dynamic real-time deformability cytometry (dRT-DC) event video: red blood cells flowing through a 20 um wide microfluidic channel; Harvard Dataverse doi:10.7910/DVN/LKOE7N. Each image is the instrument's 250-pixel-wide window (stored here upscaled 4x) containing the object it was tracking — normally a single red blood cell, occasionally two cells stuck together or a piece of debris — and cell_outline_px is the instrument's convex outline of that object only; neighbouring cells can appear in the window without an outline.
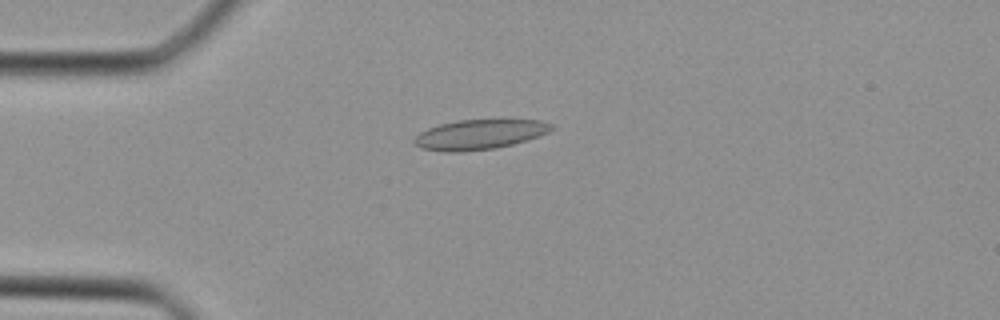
{"species": "Egyptian fruit bat (a non-hibernating species)", "species_latin": "Rousettus aegyptiacus", "temperature_condition": "cold", "stored_images_in_passage": 20, "camera_frame_rate_fps": 3000, "um_per_image_px": 0.085, "animal": {"sex": "female"}, "frame": {"image": 1, "passage_image": 2, "time_ms": 0.333, "image_size_px": [1000, 320], "cell_outline_px": [[556, 128], [548, 132], [528, 140], [496, 148], [460, 152], [444, 152], [420, 148], [412, 140], [420, 132], [428, 128], [440, 124], [460, 120], [540, 120], [552, 124]], "centroid_in_image_um": [40.76, 11.44], "position_along_channel_um": 44.2, "area_um2": 23.87}}
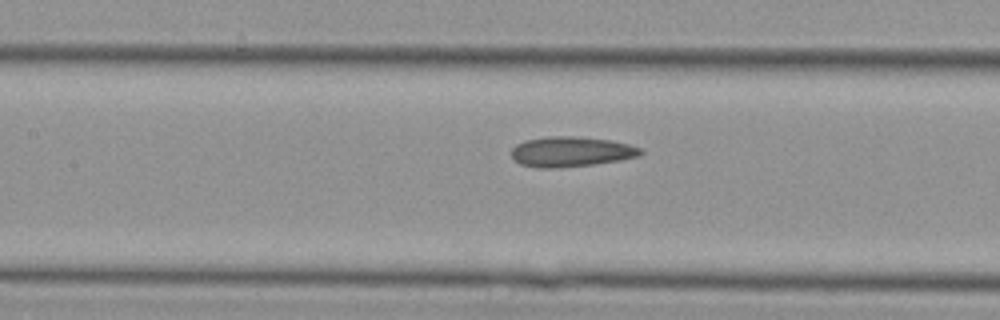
{"frame": {"image": 2, "passage_image": 10, "time_ms": 3.0, "image_size_px": [1000, 320], "cell_outline_px": [[644, 152], [640, 156], [620, 160], [596, 164], [560, 168], [536, 168], [520, 164], [512, 156], [512, 148], [516, 144], [524, 140], [548, 136], [572, 136], [608, 140], [628, 144], [640, 148]], "centroid_in_image_um": [48.53, 12.9], "position_along_channel_um": 158.9, "area_um2": 22.77}}
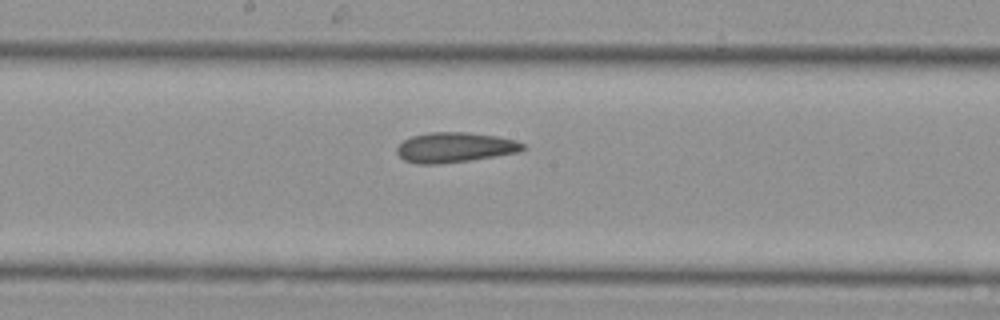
{"frame": {"image": 3, "passage_image": 13, "time_ms": 4.0, "image_size_px": [1000, 320], "cell_outline_px": [[528, 148], [520, 152], [468, 160], [436, 164], [416, 164], [404, 160], [396, 152], [396, 148], [404, 140], [412, 136], [432, 132], [468, 132], [496, 136], [516, 140], [524, 144]], "centroid_in_image_um": [38.68, 12.52], "position_along_channel_um": 209.5, "area_um2": 22.02}}